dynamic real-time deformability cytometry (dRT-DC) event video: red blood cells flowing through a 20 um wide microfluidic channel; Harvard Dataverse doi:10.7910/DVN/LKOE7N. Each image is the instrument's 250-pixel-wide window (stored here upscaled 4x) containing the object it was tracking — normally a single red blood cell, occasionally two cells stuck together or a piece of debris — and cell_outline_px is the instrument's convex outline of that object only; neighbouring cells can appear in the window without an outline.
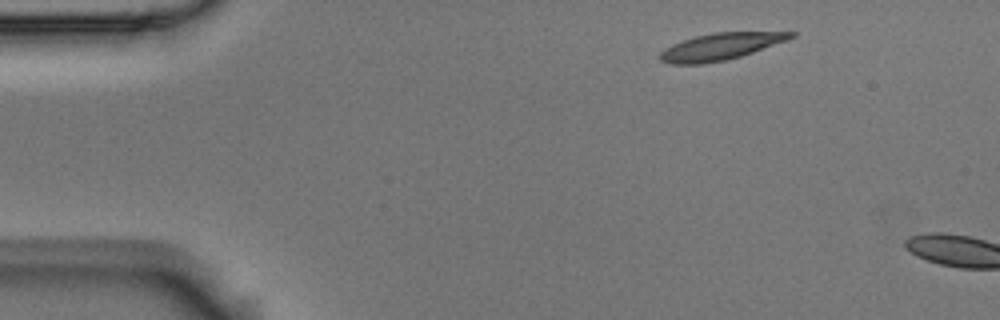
{"species": "Egyptian fruit bat (a non-hibernating species)", "species_latin": "Rousettus aegyptiacus", "temperature_condition": "room temperature", "stored_images_in_passage": 2, "camera_frame_rate_fps": 3000, "um_per_image_px": 0.085, "animal": {"sex": "male"}, "frame": {"image": 1, "passage_image": 1, "time_ms": 0.0, "image_size_px": [1000, 320], "cell_outline_px": [[796, 36], [788, 40], [740, 56], [724, 60], [700, 64], [672, 64], [660, 60], [660, 52], [664, 48], [672, 44], [696, 36], [716, 32], [796, 32]], "centroid_in_image_um": [61.24, 3.95], "position_along_channel_um": 23.8, "area_um2": 20.17}}